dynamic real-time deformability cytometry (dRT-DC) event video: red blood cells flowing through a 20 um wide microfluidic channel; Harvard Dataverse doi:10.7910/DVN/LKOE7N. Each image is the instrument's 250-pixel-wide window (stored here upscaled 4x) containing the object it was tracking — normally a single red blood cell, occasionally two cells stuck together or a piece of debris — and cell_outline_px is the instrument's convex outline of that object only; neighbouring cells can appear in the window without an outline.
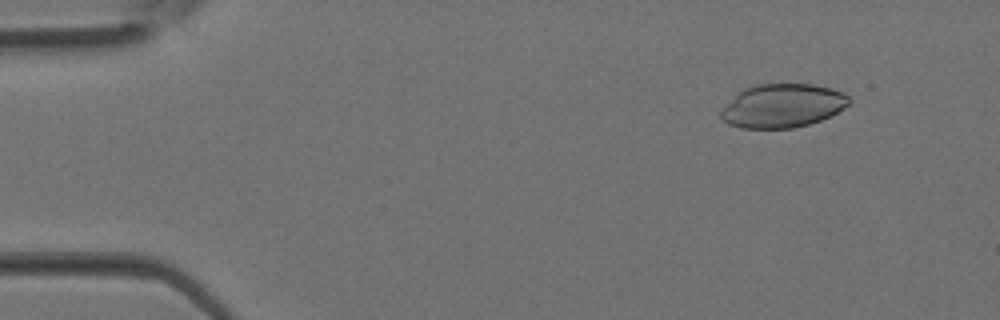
{"species": "Egyptian fruit bat (a non-hibernating species)", "species_latin": "Rousettus aegyptiacus", "temperature_condition": "room temperature", "stored_images_in_passage": 35, "camera_frame_rate_fps": 3000, "um_per_image_px": 0.085, "animal": {"sex": "female"}, "frame": {"image": 1, "passage_image": 2, "time_ms": 0.333, "image_size_px": [1000, 320], "cell_outline_px": [[852, 100], [844, 108], [820, 120], [808, 124], [792, 128], [740, 128], [728, 124], [720, 116], [720, 112], [744, 88], [756, 84], [812, 84], [832, 88], [844, 92]], "centroid_in_image_um": [66.55, 8.98], "position_along_channel_um": 18.5, "area_um2": 32.31}}
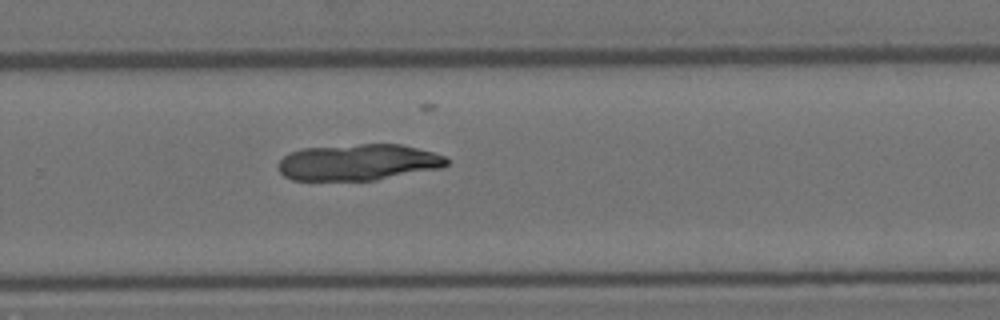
{"frame": {"image": 2, "passage_image": 23, "time_ms": 7.333, "image_size_px": [1000, 320], "cell_outline_px": [[448, 164], [444, 168], [376, 180], [292, 180], [284, 176], [280, 172], [280, 160], [284, 156], [300, 148], [360, 144], [400, 144], [432, 152], [444, 156], [448, 160]], "centroid_in_image_um": [30.49, 13.8], "position_along_channel_um": 299.3, "area_um2": 35.66}}
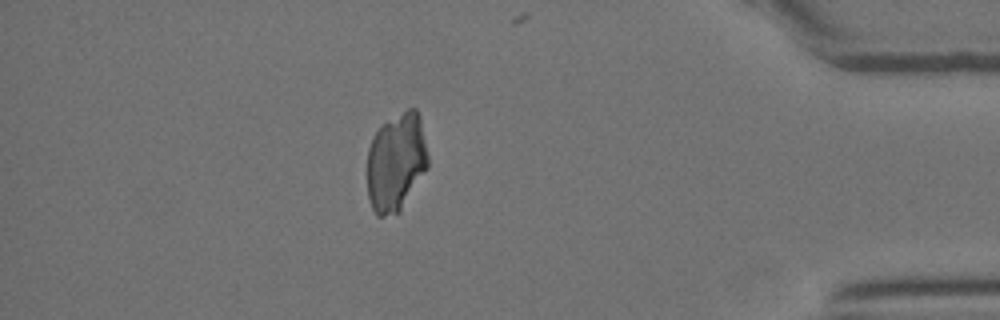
{"frame": {"image": 3, "passage_image": 31, "time_ms": 10.0, "image_size_px": [1000, 320], "cell_outline_px": [[428, 168], [400, 212], [384, 216], [376, 216], [372, 208], [368, 196], [368, 148], [372, 136], [384, 124], [408, 108], [416, 108], [420, 116], [428, 156]], "centroid_in_image_um": [33.68, 13.81], "position_along_channel_um": 401.5, "area_um2": 34.8}}